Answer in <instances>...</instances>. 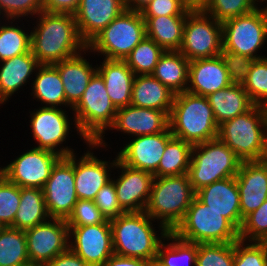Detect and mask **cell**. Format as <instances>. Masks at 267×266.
<instances>
[{
  "instance_id": "6da1fadb",
  "label": "cell",
  "mask_w": 267,
  "mask_h": 266,
  "mask_svg": "<svg viewBox=\"0 0 267 266\" xmlns=\"http://www.w3.org/2000/svg\"><path fill=\"white\" fill-rule=\"evenodd\" d=\"M37 17V26L30 33L31 52L39 64H55L88 52L73 14L42 11Z\"/></svg>"
},
{
  "instance_id": "7a4b0ae2",
  "label": "cell",
  "mask_w": 267,
  "mask_h": 266,
  "mask_svg": "<svg viewBox=\"0 0 267 266\" xmlns=\"http://www.w3.org/2000/svg\"><path fill=\"white\" fill-rule=\"evenodd\" d=\"M75 115L74 125L80 137L91 148L105 147L103 133L114 122L117 108L107 93L104 80L96 72L90 79L79 102L71 109Z\"/></svg>"
},
{
  "instance_id": "3957f363",
  "label": "cell",
  "mask_w": 267,
  "mask_h": 266,
  "mask_svg": "<svg viewBox=\"0 0 267 266\" xmlns=\"http://www.w3.org/2000/svg\"><path fill=\"white\" fill-rule=\"evenodd\" d=\"M218 138L242 161L267 157L266 106L254 105L249 111L219 125Z\"/></svg>"
},
{
  "instance_id": "277c9868",
  "label": "cell",
  "mask_w": 267,
  "mask_h": 266,
  "mask_svg": "<svg viewBox=\"0 0 267 266\" xmlns=\"http://www.w3.org/2000/svg\"><path fill=\"white\" fill-rule=\"evenodd\" d=\"M195 196L188 173L153 177L145 212L160 221L161 232H172L183 220Z\"/></svg>"
},
{
  "instance_id": "5b68a950",
  "label": "cell",
  "mask_w": 267,
  "mask_h": 266,
  "mask_svg": "<svg viewBox=\"0 0 267 266\" xmlns=\"http://www.w3.org/2000/svg\"><path fill=\"white\" fill-rule=\"evenodd\" d=\"M169 127L173 137L192 145L218 138L219 126L207 97L187 91L175 94Z\"/></svg>"
},
{
  "instance_id": "8992f818",
  "label": "cell",
  "mask_w": 267,
  "mask_h": 266,
  "mask_svg": "<svg viewBox=\"0 0 267 266\" xmlns=\"http://www.w3.org/2000/svg\"><path fill=\"white\" fill-rule=\"evenodd\" d=\"M145 211L128 212L110 220L114 254L151 261L157 257L158 247L169 232L156 234ZM157 235V236H156Z\"/></svg>"
},
{
  "instance_id": "52a82bcc",
  "label": "cell",
  "mask_w": 267,
  "mask_h": 266,
  "mask_svg": "<svg viewBox=\"0 0 267 266\" xmlns=\"http://www.w3.org/2000/svg\"><path fill=\"white\" fill-rule=\"evenodd\" d=\"M241 162L219 138L193 145L188 171L193 190L236 176Z\"/></svg>"
},
{
  "instance_id": "ba28073f",
  "label": "cell",
  "mask_w": 267,
  "mask_h": 266,
  "mask_svg": "<svg viewBox=\"0 0 267 266\" xmlns=\"http://www.w3.org/2000/svg\"><path fill=\"white\" fill-rule=\"evenodd\" d=\"M192 243H232L240 240L239 230L220 213L203 204L196 196L183 220L172 231Z\"/></svg>"
},
{
  "instance_id": "9c48e42d",
  "label": "cell",
  "mask_w": 267,
  "mask_h": 266,
  "mask_svg": "<svg viewBox=\"0 0 267 266\" xmlns=\"http://www.w3.org/2000/svg\"><path fill=\"white\" fill-rule=\"evenodd\" d=\"M145 37L146 25L141 12L126 8L87 44V48L101 53L104 59L124 60Z\"/></svg>"
},
{
  "instance_id": "30bf717a",
  "label": "cell",
  "mask_w": 267,
  "mask_h": 266,
  "mask_svg": "<svg viewBox=\"0 0 267 266\" xmlns=\"http://www.w3.org/2000/svg\"><path fill=\"white\" fill-rule=\"evenodd\" d=\"M222 40L223 49L230 52L253 59L265 57L257 53L267 40L266 7H257L247 14L223 21Z\"/></svg>"
},
{
  "instance_id": "8fae6325",
  "label": "cell",
  "mask_w": 267,
  "mask_h": 266,
  "mask_svg": "<svg viewBox=\"0 0 267 266\" xmlns=\"http://www.w3.org/2000/svg\"><path fill=\"white\" fill-rule=\"evenodd\" d=\"M222 49V22L202 9H192L186 16L179 51L192 61L218 56Z\"/></svg>"
},
{
  "instance_id": "7c38bea8",
  "label": "cell",
  "mask_w": 267,
  "mask_h": 266,
  "mask_svg": "<svg viewBox=\"0 0 267 266\" xmlns=\"http://www.w3.org/2000/svg\"><path fill=\"white\" fill-rule=\"evenodd\" d=\"M74 153L61 157L54 165L43 192L51 218L67 219L79 200L75 190Z\"/></svg>"
},
{
  "instance_id": "4fadbf2b",
  "label": "cell",
  "mask_w": 267,
  "mask_h": 266,
  "mask_svg": "<svg viewBox=\"0 0 267 266\" xmlns=\"http://www.w3.org/2000/svg\"><path fill=\"white\" fill-rule=\"evenodd\" d=\"M60 158V155L52 151L35 146L19 155L7 166L0 168V173L20 188L43 189L51 175L52 168Z\"/></svg>"
},
{
  "instance_id": "5bb4252c",
  "label": "cell",
  "mask_w": 267,
  "mask_h": 266,
  "mask_svg": "<svg viewBox=\"0 0 267 266\" xmlns=\"http://www.w3.org/2000/svg\"><path fill=\"white\" fill-rule=\"evenodd\" d=\"M30 263L44 266L69 249V227L65 219L50 218L24 231Z\"/></svg>"
},
{
  "instance_id": "9a60e30c",
  "label": "cell",
  "mask_w": 267,
  "mask_h": 266,
  "mask_svg": "<svg viewBox=\"0 0 267 266\" xmlns=\"http://www.w3.org/2000/svg\"><path fill=\"white\" fill-rule=\"evenodd\" d=\"M68 227L69 249L90 266H102L114 254L110 220L95 225Z\"/></svg>"
},
{
  "instance_id": "2e32d148",
  "label": "cell",
  "mask_w": 267,
  "mask_h": 266,
  "mask_svg": "<svg viewBox=\"0 0 267 266\" xmlns=\"http://www.w3.org/2000/svg\"><path fill=\"white\" fill-rule=\"evenodd\" d=\"M30 117V127L33 138L38 143L36 148L52 151L61 157L74 153L72 148L61 146L66 141L70 130V121L67 111L61 107H40L35 109Z\"/></svg>"
},
{
  "instance_id": "e0dca14e",
  "label": "cell",
  "mask_w": 267,
  "mask_h": 266,
  "mask_svg": "<svg viewBox=\"0 0 267 266\" xmlns=\"http://www.w3.org/2000/svg\"><path fill=\"white\" fill-rule=\"evenodd\" d=\"M115 168L122 170L119 178L111 179L116 188L120 208L125 213L145 211L150 198L153 174L131 168L123 164L118 157Z\"/></svg>"
},
{
  "instance_id": "ac0fdd59",
  "label": "cell",
  "mask_w": 267,
  "mask_h": 266,
  "mask_svg": "<svg viewBox=\"0 0 267 266\" xmlns=\"http://www.w3.org/2000/svg\"><path fill=\"white\" fill-rule=\"evenodd\" d=\"M172 137L170 127L161 133L136 136L123 147L117 157L131 168L153 174L158 169L166 144Z\"/></svg>"
},
{
  "instance_id": "d6986e66",
  "label": "cell",
  "mask_w": 267,
  "mask_h": 266,
  "mask_svg": "<svg viewBox=\"0 0 267 266\" xmlns=\"http://www.w3.org/2000/svg\"><path fill=\"white\" fill-rule=\"evenodd\" d=\"M235 178L244 219L267 200V160L241 162Z\"/></svg>"
},
{
  "instance_id": "ffe728a7",
  "label": "cell",
  "mask_w": 267,
  "mask_h": 266,
  "mask_svg": "<svg viewBox=\"0 0 267 266\" xmlns=\"http://www.w3.org/2000/svg\"><path fill=\"white\" fill-rule=\"evenodd\" d=\"M125 9V0H80L74 16L81 39L88 44Z\"/></svg>"
},
{
  "instance_id": "44dd1931",
  "label": "cell",
  "mask_w": 267,
  "mask_h": 266,
  "mask_svg": "<svg viewBox=\"0 0 267 266\" xmlns=\"http://www.w3.org/2000/svg\"><path fill=\"white\" fill-rule=\"evenodd\" d=\"M74 153L75 190L79 200L94 201L97 193L111 181L110 169L116 166L117 156L111 163L98 159L87 150L78 160ZM109 169V170H108Z\"/></svg>"
},
{
  "instance_id": "7402d4cb",
  "label": "cell",
  "mask_w": 267,
  "mask_h": 266,
  "mask_svg": "<svg viewBox=\"0 0 267 266\" xmlns=\"http://www.w3.org/2000/svg\"><path fill=\"white\" fill-rule=\"evenodd\" d=\"M196 197L240 230L244 219L241 217L240 194L235 176L200 188L196 191Z\"/></svg>"
},
{
  "instance_id": "603a6c76",
  "label": "cell",
  "mask_w": 267,
  "mask_h": 266,
  "mask_svg": "<svg viewBox=\"0 0 267 266\" xmlns=\"http://www.w3.org/2000/svg\"><path fill=\"white\" fill-rule=\"evenodd\" d=\"M168 127L169 116L164 111L128 105L117 110L109 129L136 137L161 133Z\"/></svg>"
},
{
  "instance_id": "cb8c5ba5",
  "label": "cell",
  "mask_w": 267,
  "mask_h": 266,
  "mask_svg": "<svg viewBox=\"0 0 267 266\" xmlns=\"http://www.w3.org/2000/svg\"><path fill=\"white\" fill-rule=\"evenodd\" d=\"M230 84L232 82L221 55L190 61L187 92L207 97Z\"/></svg>"
},
{
  "instance_id": "d4e9b609",
  "label": "cell",
  "mask_w": 267,
  "mask_h": 266,
  "mask_svg": "<svg viewBox=\"0 0 267 266\" xmlns=\"http://www.w3.org/2000/svg\"><path fill=\"white\" fill-rule=\"evenodd\" d=\"M81 53L53 64L60 73L66 103L70 109L79 102L90 79L97 72V66L94 69Z\"/></svg>"
},
{
  "instance_id": "484cf974",
  "label": "cell",
  "mask_w": 267,
  "mask_h": 266,
  "mask_svg": "<svg viewBox=\"0 0 267 266\" xmlns=\"http://www.w3.org/2000/svg\"><path fill=\"white\" fill-rule=\"evenodd\" d=\"M97 72L104 80L110 100L119 109L131 105L132 86L135 74L124 60L104 59L97 65Z\"/></svg>"
},
{
  "instance_id": "4316f807",
  "label": "cell",
  "mask_w": 267,
  "mask_h": 266,
  "mask_svg": "<svg viewBox=\"0 0 267 266\" xmlns=\"http://www.w3.org/2000/svg\"><path fill=\"white\" fill-rule=\"evenodd\" d=\"M174 97L175 93L151 74L135 76L131 105L164 111L169 116Z\"/></svg>"
},
{
  "instance_id": "83f0119b",
  "label": "cell",
  "mask_w": 267,
  "mask_h": 266,
  "mask_svg": "<svg viewBox=\"0 0 267 266\" xmlns=\"http://www.w3.org/2000/svg\"><path fill=\"white\" fill-rule=\"evenodd\" d=\"M1 62L3 64L0 68V104H3L24 84L26 85L30 75L36 72L40 64L31 51Z\"/></svg>"
},
{
  "instance_id": "f1b7e54d",
  "label": "cell",
  "mask_w": 267,
  "mask_h": 266,
  "mask_svg": "<svg viewBox=\"0 0 267 266\" xmlns=\"http://www.w3.org/2000/svg\"><path fill=\"white\" fill-rule=\"evenodd\" d=\"M207 99L218 126L249 111L255 105L244 90L243 84L232 83L226 88L211 93Z\"/></svg>"
},
{
  "instance_id": "f546056e",
  "label": "cell",
  "mask_w": 267,
  "mask_h": 266,
  "mask_svg": "<svg viewBox=\"0 0 267 266\" xmlns=\"http://www.w3.org/2000/svg\"><path fill=\"white\" fill-rule=\"evenodd\" d=\"M186 16L143 17L146 25V37L155 41L165 51H179L183 42Z\"/></svg>"
},
{
  "instance_id": "4dcf8cb0",
  "label": "cell",
  "mask_w": 267,
  "mask_h": 266,
  "mask_svg": "<svg viewBox=\"0 0 267 266\" xmlns=\"http://www.w3.org/2000/svg\"><path fill=\"white\" fill-rule=\"evenodd\" d=\"M190 61L180 51H165L151 74L175 94L185 92L188 86Z\"/></svg>"
},
{
  "instance_id": "1f68e13d",
  "label": "cell",
  "mask_w": 267,
  "mask_h": 266,
  "mask_svg": "<svg viewBox=\"0 0 267 266\" xmlns=\"http://www.w3.org/2000/svg\"><path fill=\"white\" fill-rule=\"evenodd\" d=\"M34 76L36 77L32 83L31 93L33 99L41 101L45 107L58 108L65 105L68 108L60 73L53 64H40Z\"/></svg>"
},
{
  "instance_id": "d6a6232c",
  "label": "cell",
  "mask_w": 267,
  "mask_h": 266,
  "mask_svg": "<svg viewBox=\"0 0 267 266\" xmlns=\"http://www.w3.org/2000/svg\"><path fill=\"white\" fill-rule=\"evenodd\" d=\"M50 218L43 189L32 187L20 188V205L12 228L25 231L46 222Z\"/></svg>"
},
{
  "instance_id": "836d02e7",
  "label": "cell",
  "mask_w": 267,
  "mask_h": 266,
  "mask_svg": "<svg viewBox=\"0 0 267 266\" xmlns=\"http://www.w3.org/2000/svg\"><path fill=\"white\" fill-rule=\"evenodd\" d=\"M193 145L189 142L172 137L166 144L154 177L187 174L189 171Z\"/></svg>"
},
{
  "instance_id": "e575fe53",
  "label": "cell",
  "mask_w": 267,
  "mask_h": 266,
  "mask_svg": "<svg viewBox=\"0 0 267 266\" xmlns=\"http://www.w3.org/2000/svg\"><path fill=\"white\" fill-rule=\"evenodd\" d=\"M163 240H172L170 244L161 242L158 247L157 258L163 264L166 266H196L197 243L184 241L173 232H169Z\"/></svg>"
},
{
  "instance_id": "d590c367",
  "label": "cell",
  "mask_w": 267,
  "mask_h": 266,
  "mask_svg": "<svg viewBox=\"0 0 267 266\" xmlns=\"http://www.w3.org/2000/svg\"><path fill=\"white\" fill-rule=\"evenodd\" d=\"M28 263L24 230L6 227L0 235V266H23Z\"/></svg>"
},
{
  "instance_id": "8d00e7d4",
  "label": "cell",
  "mask_w": 267,
  "mask_h": 266,
  "mask_svg": "<svg viewBox=\"0 0 267 266\" xmlns=\"http://www.w3.org/2000/svg\"><path fill=\"white\" fill-rule=\"evenodd\" d=\"M165 50L152 39L145 37L124 59L136 75H147L154 72L160 56Z\"/></svg>"
},
{
  "instance_id": "74e56055",
  "label": "cell",
  "mask_w": 267,
  "mask_h": 266,
  "mask_svg": "<svg viewBox=\"0 0 267 266\" xmlns=\"http://www.w3.org/2000/svg\"><path fill=\"white\" fill-rule=\"evenodd\" d=\"M8 25L0 26V62L31 51V33Z\"/></svg>"
},
{
  "instance_id": "f35d334b",
  "label": "cell",
  "mask_w": 267,
  "mask_h": 266,
  "mask_svg": "<svg viewBox=\"0 0 267 266\" xmlns=\"http://www.w3.org/2000/svg\"><path fill=\"white\" fill-rule=\"evenodd\" d=\"M243 87L255 105L267 106V57L254 60Z\"/></svg>"
},
{
  "instance_id": "ab89813d",
  "label": "cell",
  "mask_w": 267,
  "mask_h": 266,
  "mask_svg": "<svg viewBox=\"0 0 267 266\" xmlns=\"http://www.w3.org/2000/svg\"><path fill=\"white\" fill-rule=\"evenodd\" d=\"M196 266H234V242L198 244Z\"/></svg>"
},
{
  "instance_id": "60d3db41",
  "label": "cell",
  "mask_w": 267,
  "mask_h": 266,
  "mask_svg": "<svg viewBox=\"0 0 267 266\" xmlns=\"http://www.w3.org/2000/svg\"><path fill=\"white\" fill-rule=\"evenodd\" d=\"M258 6L253 0H209L202 10L217 21L247 14Z\"/></svg>"
},
{
  "instance_id": "b9f144b4",
  "label": "cell",
  "mask_w": 267,
  "mask_h": 266,
  "mask_svg": "<svg viewBox=\"0 0 267 266\" xmlns=\"http://www.w3.org/2000/svg\"><path fill=\"white\" fill-rule=\"evenodd\" d=\"M239 238L245 242H267V200L244 218Z\"/></svg>"
},
{
  "instance_id": "7bdbcfd3",
  "label": "cell",
  "mask_w": 267,
  "mask_h": 266,
  "mask_svg": "<svg viewBox=\"0 0 267 266\" xmlns=\"http://www.w3.org/2000/svg\"><path fill=\"white\" fill-rule=\"evenodd\" d=\"M20 205V187L0 173V222L12 227Z\"/></svg>"
},
{
  "instance_id": "ee69618b",
  "label": "cell",
  "mask_w": 267,
  "mask_h": 266,
  "mask_svg": "<svg viewBox=\"0 0 267 266\" xmlns=\"http://www.w3.org/2000/svg\"><path fill=\"white\" fill-rule=\"evenodd\" d=\"M234 266H267V242H234Z\"/></svg>"
},
{
  "instance_id": "f6af8a7d",
  "label": "cell",
  "mask_w": 267,
  "mask_h": 266,
  "mask_svg": "<svg viewBox=\"0 0 267 266\" xmlns=\"http://www.w3.org/2000/svg\"><path fill=\"white\" fill-rule=\"evenodd\" d=\"M107 219L91 200H78L66 219L68 226H88L105 223Z\"/></svg>"
},
{
  "instance_id": "bcb514c9",
  "label": "cell",
  "mask_w": 267,
  "mask_h": 266,
  "mask_svg": "<svg viewBox=\"0 0 267 266\" xmlns=\"http://www.w3.org/2000/svg\"><path fill=\"white\" fill-rule=\"evenodd\" d=\"M220 55L225 62L229 80L234 84H243L255 59L225 49H222Z\"/></svg>"
},
{
  "instance_id": "7dc6e473",
  "label": "cell",
  "mask_w": 267,
  "mask_h": 266,
  "mask_svg": "<svg viewBox=\"0 0 267 266\" xmlns=\"http://www.w3.org/2000/svg\"><path fill=\"white\" fill-rule=\"evenodd\" d=\"M42 11V0H0V15L7 18L5 21L12 20L11 24L19 17L36 16Z\"/></svg>"
},
{
  "instance_id": "c3c4849f",
  "label": "cell",
  "mask_w": 267,
  "mask_h": 266,
  "mask_svg": "<svg viewBox=\"0 0 267 266\" xmlns=\"http://www.w3.org/2000/svg\"><path fill=\"white\" fill-rule=\"evenodd\" d=\"M94 202L107 220L117 218L125 213L120 208L116 188L112 180L97 193Z\"/></svg>"
},
{
  "instance_id": "681fc988",
  "label": "cell",
  "mask_w": 267,
  "mask_h": 266,
  "mask_svg": "<svg viewBox=\"0 0 267 266\" xmlns=\"http://www.w3.org/2000/svg\"><path fill=\"white\" fill-rule=\"evenodd\" d=\"M192 9L185 0H153L142 11V17L187 15Z\"/></svg>"
},
{
  "instance_id": "f907efd6",
  "label": "cell",
  "mask_w": 267,
  "mask_h": 266,
  "mask_svg": "<svg viewBox=\"0 0 267 266\" xmlns=\"http://www.w3.org/2000/svg\"><path fill=\"white\" fill-rule=\"evenodd\" d=\"M80 0H42L43 11L75 14Z\"/></svg>"
},
{
  "instance_id": "816d5d0a",
  "label": "cell",
  "mask_w": 267,
  "mask_h": 266,
  "mask_svg": "<svg viewBox=\"0 0 267 266\" xmlns=\"http://www.w3.org/2000/svg\"><path fill=\"white\" fill-rule=\"evenodd\" d=\"M44 266H90L83 261L77 254L68 249L67 251L57 255Z\"/></svg>"
},
{
  "instance_id": "f5cc1de1",
  "label": "cell",
  "mask_w": 267,
  "mask_h": 266,
  "mask_svg": "<svg viewBox=\"0 0 267 266\" xmlns=\"http://www.w3.org/2000/svg\"><path fill=\"white\" fill-rule=\"evenodd\" d=\"M150 261L141 258L124 257L117 254L110 256L102 266H149Z\"/></svg>"
},
{
  "instance_id": "db71d44e",
  "label": "cell",
  "mask_w": 267,
  "mask_h": 266,
  "mask_svg": "<svg viewBox=\"0 0 267 266\" xmlns=\"http://www.w3.org/2000/svg\"><path fill=\"white\" fill-rule=\"evenodd\" d=\"M153 0H125V7L129 10L141 12Z\"/></svg>"
},
{
  "instance_id": "11a10c76",
  "label": "cell",
  "mask_w": 267,
  "mask_h": 266,
  "mask_svg": "<svg viewBox=\"0 0 267 266\" xmlns=\"http://www.w3.org/2000/svg\"><path fill=\"white\" fill-rule=\"evenodd\" d=\"M209 0H185L191 9H202Z\"/></svg>"
},
{
  "instance_id": "9f6ffc18",
  "label": "cell",
  "mask_w": 267,
  "mask_h": 266,
  "mask_svg": "<svg viewBox=\"0 0 267 266\" xmlns=\"http://www.w3.org/2000/svg\"><path fill=\"white\" fill-rule=\"evenodd\" d=\"M149 266H166V265L163 264L157 257H155L154 259L150 261Z\"/></svg>"
},
{
  "instance_id": "6f0895ef",
  "label": "cell",
  "mask_w": 267,
  "mask_h": 266,
  "mask_svg": "<svg viewBox=\"0 0 267 266\" xmlns=\"http://www.w3.org/2000/svg\"><path fill=\"white\" fill-rule=\"evenodd\" d=\"M6 229V226L0 222V235Z\"/></svg>"
},
{
  "instance_id": "680465c9",
  "label": "cell",
  "mask_w": 267,
  "mask_h": 266,
  "mask_svg": "<svg viewBox=\"0 0 267 266\" xmlns=\"http://www.w3.org/2000/svg\"><path fill=\"white\" fill-rule=\"evenodd\" d=\"M253 1H254V3H255L256 5H258V3H256V2H259V3L261 2V3H262V2H266L267 0H260V1H259V0H253Z\"/></svg>"
},
{
  "instance_id": "91938a15",
  "label": "cell",
  "mask_w": 267,
  "mask_h": 266,
  "mask_svg": "<svg viewBox=\"0 0 267 266\" xmlns=\"http://www.w3.org/2000/svg\"><path fill=\"white\" fill-rule=\"evenodd\" d=\"M23 266H39V265H36V264H32V263H28V264H25Z\"/></svg>"
}]
</instances>
